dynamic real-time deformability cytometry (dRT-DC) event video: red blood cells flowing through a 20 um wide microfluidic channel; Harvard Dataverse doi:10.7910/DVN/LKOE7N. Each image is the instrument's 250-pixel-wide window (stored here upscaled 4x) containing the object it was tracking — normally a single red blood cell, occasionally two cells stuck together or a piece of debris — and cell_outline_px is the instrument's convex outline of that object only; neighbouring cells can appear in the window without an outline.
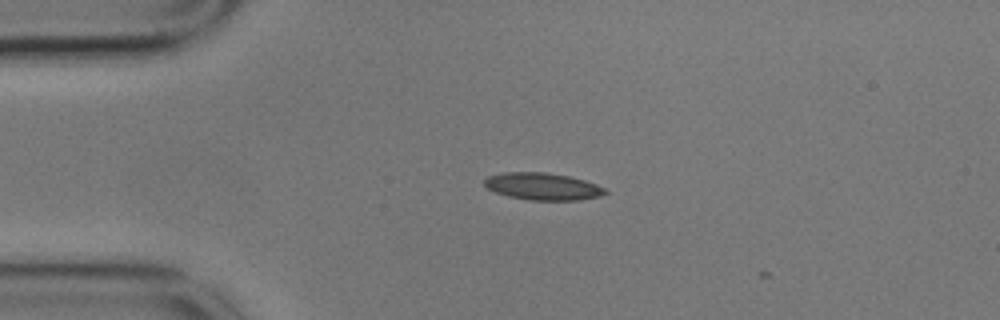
{"species": "common noctule bat (a hibernating species)", "species_latin": "Nyctalus noctula", "temperature_condition": "cold", "stored_images_in_passage": 3, "camera_frame_rate_fps": 3000, "um_per_image_px": 0.085, "animal": {"sex": "male", "body_mass_g": 17.9}, "frame": {"image": 1, "passage_image": 2, "time_ms": 0.333, "image_size_px": [1000, 320], "cell_outline_px": [[608, 192], [600, 196], [576, 200], [528, 200], [508, 196], [496, 192], [488, 188], [484, 184], [484, 180], [488, 176], [504, 172], [544, 172], [568, 176], [584, 180], [596, 184], [604, 188]], "centroid_in_image_um": [46.12, 15.84], "position_along_channel_um": 38.9, "area_um2": 18.96}}